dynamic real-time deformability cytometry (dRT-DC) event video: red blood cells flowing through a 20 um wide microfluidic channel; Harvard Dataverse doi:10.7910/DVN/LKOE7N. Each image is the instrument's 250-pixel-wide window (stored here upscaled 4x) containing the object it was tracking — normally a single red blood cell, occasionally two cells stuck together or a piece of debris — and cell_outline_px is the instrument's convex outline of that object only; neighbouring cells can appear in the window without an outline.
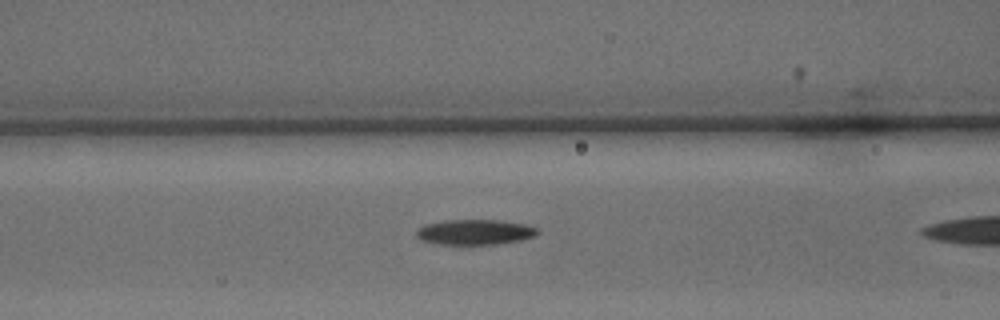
{"species": "common noctule bat (a hibernating species)", "species_latin": "Nyctalus noctula", "temperature_condition": "warm", "stored_images_in_passage": 9, "camera_frame_rate_fps": 3000, "um_per_image_px": 0.085, "animal": {"sex": "male", "body_mass_g": 15.6}, "frame": {"image": 1, "passage_image": 8, "time_ms": 2.333, "image_size_px": [1000, 320], "cell_outline_px": [[540, 232], [536, 236], [520, 240], [496, 244], [432, 244], [420, 240], [416, 236], [416, 232], [424, 224], [444, 220], [496, 220], [524, 224], [536, 228]], "centroid_in_image_um": [40.33, 19.73], "position_along_channel_um": 126.3, "area_um2": 17.86}}